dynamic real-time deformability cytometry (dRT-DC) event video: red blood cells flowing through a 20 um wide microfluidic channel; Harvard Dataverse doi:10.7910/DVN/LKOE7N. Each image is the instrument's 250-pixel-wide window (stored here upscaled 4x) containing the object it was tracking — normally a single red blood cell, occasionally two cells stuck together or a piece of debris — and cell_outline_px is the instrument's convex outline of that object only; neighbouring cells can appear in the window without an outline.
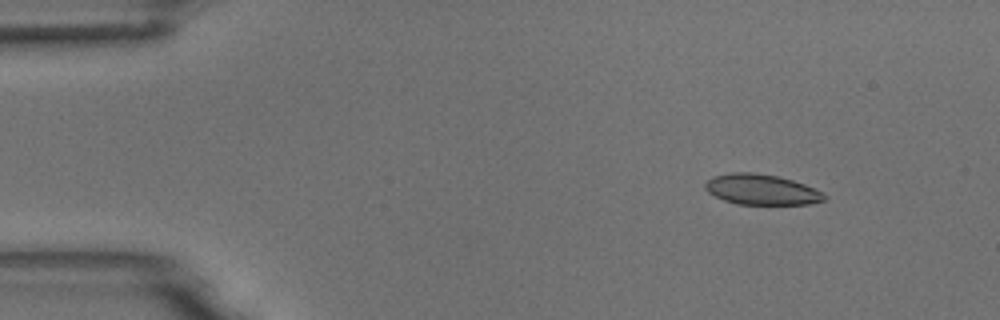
{"species": "common noctule bat (a hibernating species)", "species_latin": "Nyctalus noctula", "temperature_condition": "room temperature", "stored_images_in_passage": 5, "camera_frame_rate_fps": 3000, "um_per_image_px": 0.085, "animal": {"sex": "male", "body_mass_g": 18.8}, "frame": {"image": 1, "passage_image": 2, "time_ms": 0.333, "image_size_px": [1000, 320], "cell_outline_px": [[824, 200], [808, 204], [736, 204], [724, 200], [708, 192], [704, 188], [704, 184], [712, 176], [732, 172], [756, 172], [776, 176], [792, 180], [804, 184], [824, 192]], "centroid_in_image_um": [64.69, 16.1], "position_along_channel_um": 20.3, "area_um2": 21.1}}